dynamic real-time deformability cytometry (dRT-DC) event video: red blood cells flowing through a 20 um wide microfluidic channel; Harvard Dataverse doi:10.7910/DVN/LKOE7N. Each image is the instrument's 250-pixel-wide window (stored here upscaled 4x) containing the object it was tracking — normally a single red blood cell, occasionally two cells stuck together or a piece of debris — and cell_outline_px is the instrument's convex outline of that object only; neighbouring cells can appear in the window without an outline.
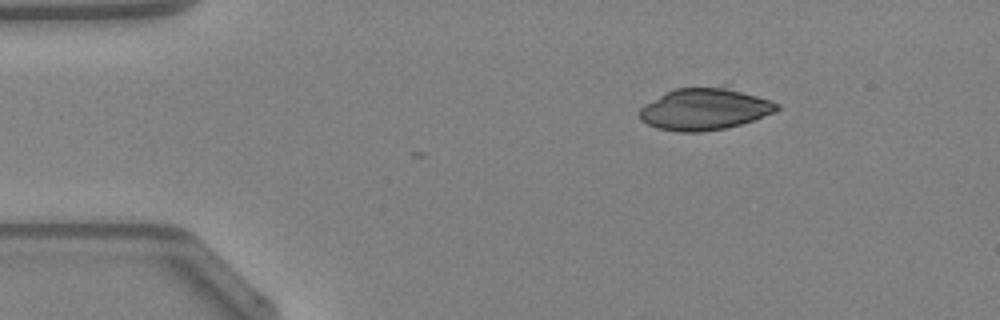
{"species": "Egyptian fruit bat (a non-hibernating species)", "species_latin": "Rousettus aegyptiacus", "temperature_condition": "warm", "stored_images_in_passage": 2, "camera_frame_rate_fps": 3000, "um_per_image_px": 0.085, "animal": {"sex": "female"}, "frame": {"image": 1, "passage_image": 2, "time_ms": 0.333, "image_size_px": [1000, 320], "cell_outline_px": [[780, 108], [776, 112], [740, 124], [724, 128], [700, 132], [680, 132], [656, 128], [640, 120], [640, 108], [644, 104], [664, 92], [676, 88], [724, 84], [728, 84], [780, 104]], "centroid_in_image_um": [59.92, 9.22], "position_along_channel_um": 25.1, "area_um2": 34.33}}